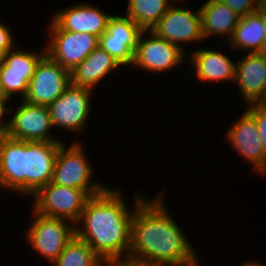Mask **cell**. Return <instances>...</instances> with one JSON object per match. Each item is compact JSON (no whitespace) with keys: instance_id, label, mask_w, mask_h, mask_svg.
I'll list each match as a JSON object with an SVG mask.
<instances>
[{"instance_id":"1","label":"cell","mask_w":266,"mask_h":266,"mask_svg":"<svg viewBox=\"0 0 266 266\" xmlns=\"http://www.w3.org/2000/svg\"><path fill=\"white\" fill-rule=\"evenodd\" d=\"M160 197L135 196L129 258L171 266H198L196 253Z\"/></svg>"},{"instance_id":"2","label":"cell","mask_w":266,"mask_h":266,"mask_svg":"<svg viewBox=\"0 0 266 266\" xmlns=\"http://www.w3.org/2000/svg\"><path fill=\"white\" fill-rule=\"evenodd\" d=\"M128 206L117 190L106 188L90 197L75 226V236L86 242L107 265L129 257L131 221L135 211ZM126 252V253H125ZM124 255V256H123Z\"/></svg>"},{"instance_id":"3","label":"cell","mask_w":266,"mask_h":266,"mask_svg":"<svg viewBox=\"0 0 266 266\" xmlns=\"http://www.w3.org/2000/svg\"><path fill=\"white\" fill-rule=\"evenodd\" d=\"M59 146L51 182L60 186L84 190L90 197L103 192L107 187L100 183L91 184L92 167L80 143L67 148ZM91 184V185H90Z\"/></svg>"},{"instance_id":"4","label":"cell","mask_w":266,"mask_h":266,"mask_svg":"<svg viewBox=\"0 0 266 266\" xmlns=\"http://www.w3.org/2000/svg\"><path fill=\"white\" fill-rule=\"evenodd\" d=\"M34 211L48 217L63 218L75 225L90 196L78 188L60 186L49 182L34 195Z\"/></svg>"},{"instance_id":"5","label":"cell","mask_w":266,"mask_h":266,"mask_svg":"<svg viewBox=\"0 0 266 266\" xmlns=\"http://www.w3.org/2000/svg\"><path fill=\"white\" fill-rule=\"evenodd\" d=\"M33 214L35 219L26 233L27 240L39 254L53 263L75 236V224L67 219L48 217L35 211Z\"/></svg>"},{"instance_id":"6","label":"cell","mask_w":266,"mask_h":266,"mask_svg":"<svg viewBox=\"0 0 266 266\" xmlns=\"http://www.w3.org/2000/svg\"><path fill=\"white\" fill-rule=\"evenodd\" d=\"M71 84L70 72L47 53L38 62L24 101L49 106Z\"/></svg>"},{"instance_id":"7","label":"cell","mask_w":266,"mask_h":266,"mask_svg":"<svg viewBox=\"0 0 266 266\" xmlns=\"http://www.w3.org/2000/svg\"><path fill=\"white\" fill-rule=\"evenodd\" d=\"M50 27L52 38L46 53L69 72L99 45L95 35L62 30L53 20Z\"/></svg>"},{"instance_id":"8","label":"cell","mask_w":266,"mask_h":266,"mask_svg":"<svg viewBox=\"0 0 266 266\" xmlns=\"http://www.w3.org/2000/svg\"><path fill=\"white\" fill-rule=\"evenodd\" d=\"M61 141H24V195H34L51 182Z\"/></svg>"},{"instance_id":"9","label":"cell","mask_w":266,"mask_h":266,"mask_svg":"<svg viewBox=\"0 0 266 266\" xmlns=\"http://www.w3.org/2000/svg\"><path fill=\"white\" fill-rule=\"evenodd\" d=\"M91 94V89L70 84L63 94L48 106L53 127L76 133L84 131V124L91 111Z\"/></svg>"},{"instance_id":"10","label":"cell","mask_w":266,"mask_h":266,"mask_svg":"<svg viewBox=\"0 0 266 266\" xmlns=\"http://www.w3.org/2000/svg\"><path fill=\"white\" fill-rule=\"evenodd\" d=\"M9 119L7 137L20 141H60L50 136L53 127L48 106L31 104L22 99V104Z\"/></svg>"},{"instance_id":"11","label":"cell","mask_w":266,"mask_h":266,"mask_svg":"<svg viewBox=\"0 0 266 266\" xmlns=\"http://www.w3.org/2000/svg\"><path fill=\"white\" fill-rule=\"evenodd\" d=\"M143 30L127 15L110 16L99 46L119 64L132 66L139 36Z\"/></svg>"},{"instance_id":"12","label":"cell","mask_w":266,"mask_h":266,"mask_svg":"<svg viewBox=\"0 0 266 266\" xmlns=\"http://www.w3.org/2000/svg\"><path fill=\"white\" fill-rule=\"evenodd\" d=\"M151 31L157 37L163 38L179 47L183 52L184 50L180 43L197 42L204 39L200 10L191 12L172 4Z\"/></svg>"},{"instance_id":"13","label":"cell","mask_w":266,"mask_h":266,"mask_svg":"<svg viewBox=\"0 0 266 266\" xmlns=\"http://www.w3.org/2000/svg\"><path fill=\"white\" fill-rule=\"evenodd\" d=\"M145 32L150 33V38H143ZM185 52L163 38L157 37L152 31H142L132 65L146 71L161 72L172 69L182 63Z\"/></svg>"},{"instance_id":"14","label":"cell","mask_w":266,"mask_h":266,"mask_svg":"<svg viewBox=\"0 0 266 266\" xmlns=\"http://www.w3.org/2000/svg\"><path fill=\"white\" fill-rule=\"evenodd\" d=\"M43 55L10 49L4 54L3 64L0 66V77L3 89L9 98L18 93L21 100L26 96L31 78L36 66Z\"/></svg>"},{"instance_id":"15","label":"cell","mask_w":266,"mask_h":266,"mask_svg":"<svg viewBox=\"0 0 266 266\" xmlns=\"http://www.w3.org/2000/svg\"><path fill=\"white\" fill-rule=\"evenodd\" d=\"M236 62L234 81L248 104L266 103V53H248Z\"/></svg>"},{"instance_id":"16","label":"cell","mask_w":266,"mask_h":266,"mask_svg":"<svg viewBox=\"0 0 266 266\" xmlns=\"http://www.w3.org/2000/svg\"><path fill=\"white\" fill-rule=\"evenodd\" d=\"M227 131V139L234 149L253 164L259 173L266 171V154L263 150L255 119L245 111L238 122Z\"/></svg>"},{"instance_id":"17","label":"cell","mask_w":266,"mask_h":266,"mask_svg":"<svg viewBox=\"0 0 266 266\" xmlns=\"http://www.w3.org/2000/svg\"><path fill=\"white\" fill-rule=\"evenodd\" d=\"M110 16L92 5L78 4L56 13L52 20L62 30L89 33L99 38L106 31Z\"/></svg>"},{"instance_id":"18","label":"cell","mask_w":266,"mask_h":266,"mask_svg":"<svg viewBox=\"0 0 266 266\" xmlns=\"http://www.w3.org/2000/svg\"><path fill=\"white\" fill-rule=\"evenodd\" d=\"M0 187L24 195V141L0 136Z\"/></svg>"},{"instance_id":"19","label":"cell","mask_w":266,"mask_h":266,"mask_svg":"<svg viewBox=\"0 0 266 266\" xmlns=\"http://www.w3.org/2000/svg\"><path fill=\"white\" fill-rule=\"evenodd\" d=\"M119 66L122 65L98 45L70 72L71 84L93 90L104 76Z\"/></svg>"},{"instance_id":"20","label":"cell","mask_w":266,"mask_h":266,"mask_svg":"<svg viewBox=\"0 0 266 266\" xmlns=\"http://www.w3.org/2000/svg\"><path fill=\"white\" fill-rule=\"evenodd\" d=\"M191 59L199 80L234 81L236 64L223 53L198 49L192 53Z\"/></svg>"},{"instance_id":"21","label":"cell","mask_w":266,"mask_h":266,"mask_svg":"<svg viewBox=\"0 0 266 266\" xmlns=\"http://www.w3.org/2000/svg\"><path fill=\"white\" fill-rule=\"evenodd\" d=\"M199 10L204 39L212 34L231 39L240 18L235 12L219 0H208Z\"/></svg>"},{"instance_id":"22","label":"cell","mask_w":266,"mask_h":266,"mask_svg":"<svg viewBox=\"0 0 266 266\" xmlns=\"http://www.w3.org/2000/svg\"><path fill=\"white\" fill-rule=\"evenodd\" d=\"M265 25L257 12L240 17L230 39L231 46L249 53H264Z\"/></svg>"},{"instance_id":"23","label":"cell","mask_w":266,"mask_h":266,"mask_svg":"<svg viewBox=\"0 0 266 266\" xmlns=\"http://www.w3.org/2000/svg\"><path fill=\"white\" fill-rule=\"evenodd\" d=\"M169 1L171 0H128L126 15L143 31H151L171 6Z\"/></svg>"},{"instance_id":"24","label":"cell","mask_w":266,"mask_h":266,"mask_svg":"<svg viewBox=\"0 0 266 266\" xmlns=\"http://www.w3.org/2000/svg\"><path fill=\"white\" fill-rule=\"evenodd\" d=\"M54 264L55 266H106L94 250L76 236L65 245Z\"/></svg>"},{"instance_id":"25","label":"cell","mask_w":266,"mask_h":266,"mask_svg":"<svg viewBox=\"0 0 266 266\" xmlns=\"http://www.w3.org/2000/svg\"><path fill=\"white\" fill-rule=\"evenodd\" d=\"M249 106L246 111L255 119L263 150L266 154V103L249 104Z\"/></svg>"},{"instance_id":"26","label":"cell","mask_w":266,"mask_h":266,"mask_svg":"<svg viewBox=\"0 0 266 266\" xmlns=\"http://www.w3.org/2000/svg\"><path fill=\"white\" fill-rule=\"evenodd\" d=\"M228 6L239 17H244L248 14L257 11L260 0H219Z\"/></svg>"},{"instance_id":"27","label":"cell","mask_w":266,"mask_h":266,"mask_svg":"<svg viewBox=\"0 0 266 266\" xmlns=\"http://www.w3.org/2000/svg\"><path fill=\"white\" fill-rule=\"evenodd\" d=\"M13 42L14 40L9 27L0 23V50L6 54L10 49L14 48Z\"/></svg>"},{"instance_id":"28","label":"cell","mask_w":266,"mask_h":266,"mask_svg":"<svg viewBox=\"0 0 266 266\" xmlns=\"http://www.w3.org/2000/svg\"><path fill=\"white\" fill-rule=\"evenodd\" d=\"M106 266H166V265L159 263L144 262L129 257L128 258L124 257L123 260L109 263Z\"/></svg>"},{"instance_id":"29","label":"cell","mask_w":266,"mask_h":266,"mask_svg":"<svg viewBox=\"0 0 266 266\" xmlns=\"http://www.w3.org/2000/svg\"><path fill=\"white\" fill-rule=\"evenodd\" d=\"M9 100H0V136H6L8 129H9V119L7 122H3V118L4 115L6 114V112L10 111L11 108L9 107H5L6 102Z\"/></svg>"},{"instance_id":"30","label":"cell","mask_w":266,"mask_h":266,"mask_svg":"<svg viewBox=\"0 0 266 266\" xmlns=\"http://www.w3.org/2000/svg\"><path fill=\"white\" fill-rule=\"evenodd\" d=\"M256 12L261 17L263 24L265 25V32H266V0H260L259 6ZM264 53H266V36H265Z\"/></svg>"},{"instance_id":"31","label":"cell","mask_w":266,"mask_h":266,"mask_svg":"<svg viewBox=\"0 0 266 266\" xmlns=\"http://www.w3.org/2000/svg\"><path fill=\"white\" fill-rule=\"evenodd\" d=\"M10 98L6 95L2 82H1V77H0V100H9Z\"/></svg>"},{"instance_id":"32","label":"cell","mask_w":266,"mask_h":266,"mask_svg":"<svg viewBox=\"0 0 266 266\" xmlns=\"http://www.w3.org/2000/svg\"><path fill=\"white\" fill-rule=\"evenodd\" d=\"M243 266H261L260 264H257L255 262H249V263H246L245 265Z\"/></svg>"},{"instance_id":"33","label":"cell","mask_w":266,"mask_h":266,"mask_svg":"<svg viewBox=\"0 0 266 266\" xmlns=\"http://www.w3.org/2000/svg\"><path fill=\"white\" fill-rule=\"evenodd\" d=\"M4 53L0 50V66L3 64Z\"/></svg>"}]
</instances>
